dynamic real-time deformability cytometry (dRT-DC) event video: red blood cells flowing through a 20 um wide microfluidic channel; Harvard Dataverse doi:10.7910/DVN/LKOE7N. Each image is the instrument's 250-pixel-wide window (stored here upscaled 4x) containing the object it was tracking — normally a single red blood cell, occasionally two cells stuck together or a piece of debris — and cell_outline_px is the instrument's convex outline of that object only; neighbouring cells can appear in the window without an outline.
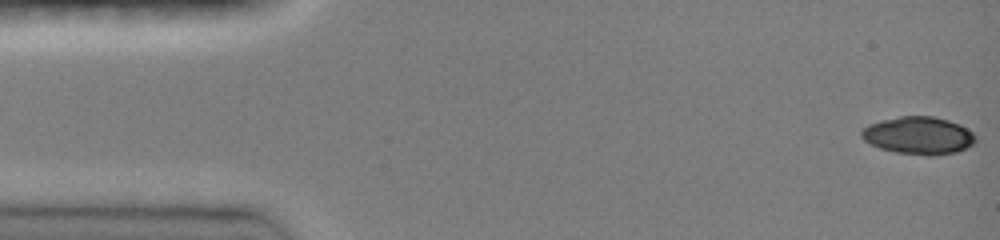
{"species": "common noctule bat (a hibernating species)", "species_latin": "Nyctalus noctula", "temperature_condition": "room temperature", "stored_images_in_passage": 47, "camera_frame_rate_fps": 3000, "um_per_image_px": 0.085, "animal": {"sex": "female", "body_mass_g": 19.0, "forearm_length_mm": 51.5}, "frame": {"image": 1, "passage_image": 1, "time_ms": 0.0, "image_size_px": [1000, 240], "cell_outline_px": [[976, 140], [968, 148], [956, 152], [936, 156], [928, 156], [896, 152], [880, 148], [864, 140], [860, 136], [860, 132], [868, 124], [880, 120], [900, 116], [932, 116], [948, 120], [960, 124], [968, 128], [976, 136]], "centroid_in_image_um": [78.09, 11.52], "position_along_channel_um": 6.9, "area_um2": 25.2}}
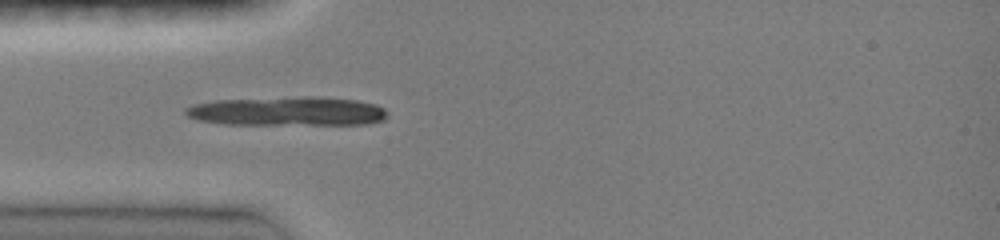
{"frame": {"image": 2, "passage_image": 14, "time_ms": 4.333, "image_size_px": [1000, 240], "cell_outline_px": [[388, 116], [384, 120], [368, 124], [224, 124], [196, 120], [188, 116], [184, 112], [184, 108], [192, 104], [216, 100], [304, 96], [320, 96], [356, 100], [376, 104], [384, 108], [388, 112]], "centroid_in_image_um": [24.45, 9.45], "position_along_channel_um": 60.6, "area_um2": 34.56}}
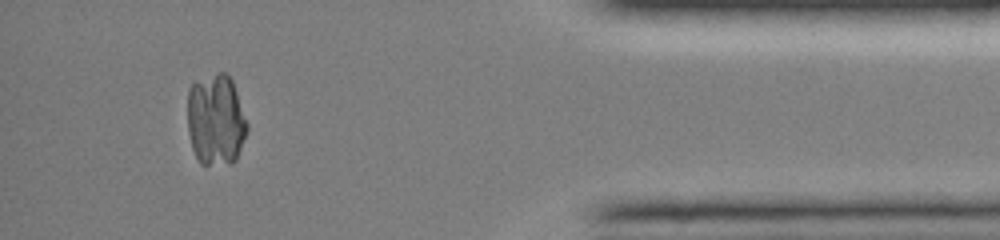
{"frame": {"image": 3, "passage_image": 43, "time_ms": 14.0, "image_size_px": [1000, 240], "cell_outline_px": [[248, 128], [236, 160], [232, 164], [200, 164], [192, 148], [188, 132], [188, 88], [196, 80], [216, 72], [224, 72], [232, 80], [248, 124]], "centroid_in_image_um": [18.33, 10.18], "position_along_channel_um": 416.9, "area_um2": 31.96}}